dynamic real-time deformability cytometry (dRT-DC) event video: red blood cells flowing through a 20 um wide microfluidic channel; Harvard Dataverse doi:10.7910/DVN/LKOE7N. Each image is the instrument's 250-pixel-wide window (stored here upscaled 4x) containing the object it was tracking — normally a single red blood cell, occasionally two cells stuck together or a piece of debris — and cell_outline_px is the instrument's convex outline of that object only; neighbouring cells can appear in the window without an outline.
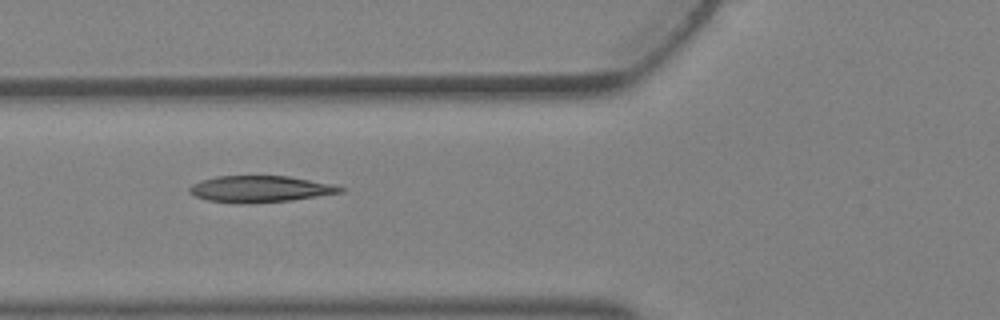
{"species": "Egyptian fruit bat (a non-hibernating species)", "species_latin": "Rousettus aegyptiacus", "temperature_condition": "warm", "stored_images_in_passage": 5, "camera_frame_rate_fps": 3000, "um_per_image_px": 0.085, "animal": {"sex": "female"}, "frame": {"image": 1, "passage_image": 5, "time_ms": 1.333, "image_size_px": [1000, 320], "cell_outline_px": [[348, 188], [344, 192], [292, 200], [208, 200], [196, 196], [188, 192], [188, 188], [192, 184], [200, 180], [216, 176], [288, 176], [332, 184]], "centroid_in_image_um": [22.18, 16.0], "position_along_channel_um": 103.6, "area_um2": 22.14}}